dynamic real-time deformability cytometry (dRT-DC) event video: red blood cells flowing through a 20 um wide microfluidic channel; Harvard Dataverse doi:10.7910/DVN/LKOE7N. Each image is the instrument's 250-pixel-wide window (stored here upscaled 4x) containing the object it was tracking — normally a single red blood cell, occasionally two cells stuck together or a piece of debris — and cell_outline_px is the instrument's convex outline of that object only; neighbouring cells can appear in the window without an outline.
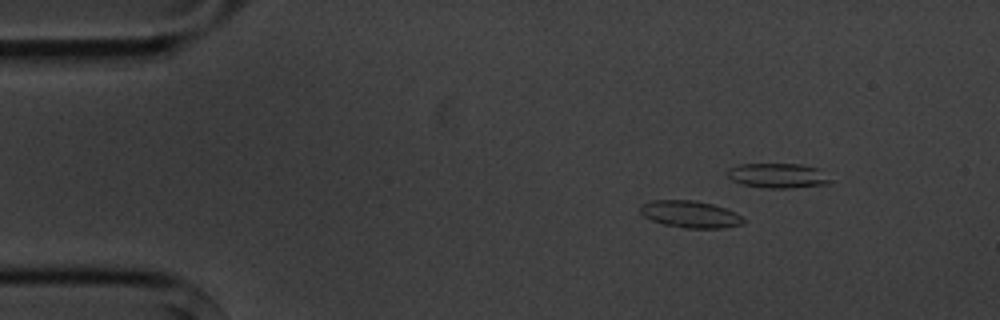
{"species": "common noctule bat (a hibernating species)", "species_latin": "Nyctalus noctula", "temperature_condition": "cold", "stored_images_in_passage": 4, "camera_frame_rate_fps": 3000, "um_per_image_px": 0.085, "animal": {"sex": "male", "body_mass_g": 20.1, "forearm_length_mm": 53.5}, "frame": {"image": 1, "passage_image": 2, "time_ms": 1.333, "image_size_px": [1000, 320], "cell_outline_px": [[744, 224], [724, 228], [684, 228], [664, 224], [652, 220], [644, 216], [640, 212], [640, 204], [652, 200], [696, 200], [712, 204], [736, 212], [744, 220]], "centroid_in_image_um": [58.66, 18.21], "position_along_channel_um": 26.3, "area_um2": 16.24}}